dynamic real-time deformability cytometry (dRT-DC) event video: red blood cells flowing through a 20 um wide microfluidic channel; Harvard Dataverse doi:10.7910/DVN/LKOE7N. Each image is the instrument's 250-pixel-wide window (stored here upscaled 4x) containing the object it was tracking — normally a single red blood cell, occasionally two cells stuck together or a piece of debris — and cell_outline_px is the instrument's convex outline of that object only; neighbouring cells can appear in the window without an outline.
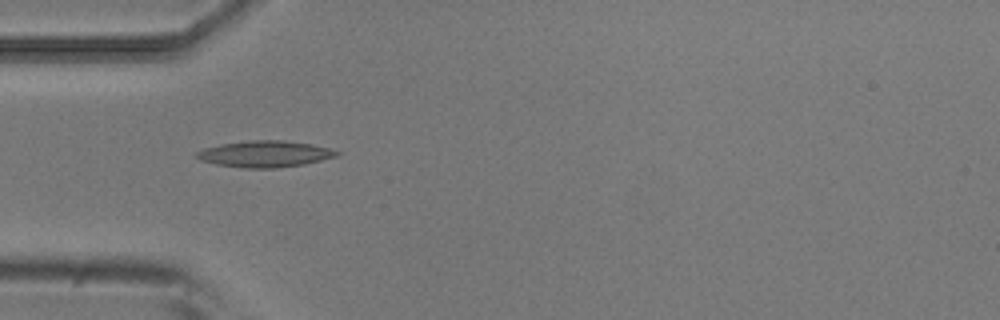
{"species": "common noctule bat (a hibernating species)", "species_latin": "Nyctalus noctula", "temperature_condition": "room temperature", "stored_images_in_passage": 8, "camera_frame_rate_fps": 3000, "um_per_image_px": 0.085, "animal": {"sex": "male", "body_mass_g": 20.5, "forearm_length_mm": 52.5}, "frame": {"image": 1, "passage_image": 4, "time_ms": 1.0, "image_size_px": [1000, 320], "cell_outline_px": [[340, 156], [304, 164], [276, 168], [244, 168], [216, 164], [200, 160], [196, 156], [196, 152], [204, 148], [220, 144], [252, 140], [284, 140], [312, 144], [332, 148], [340, 152]], "centroid_in_image_um": [22.57, 13.08], "position_along_channel_um": 62.4, "area_um2": 21.68}}
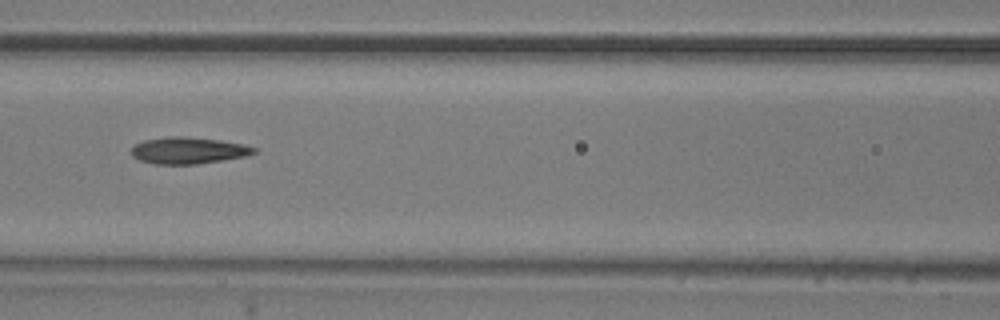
{"frame": {"image": 2, "passage_image": 6, "time_ms": 1.667, "image_size_px": [1000, 320], "cell_outline_px": [[256, 152], [244, 156], [196, 164], [156, 164], [140, 160], [132, 156], [132, 148], [136, 144], [144, 140], [168, 136], [184, 136], [220, 140], [244, 144], [256, 148]], "centroid_in_image_um": [15.99, 12.78], "position_along_channel_um": 150.6, "area_um2": 18.84}}
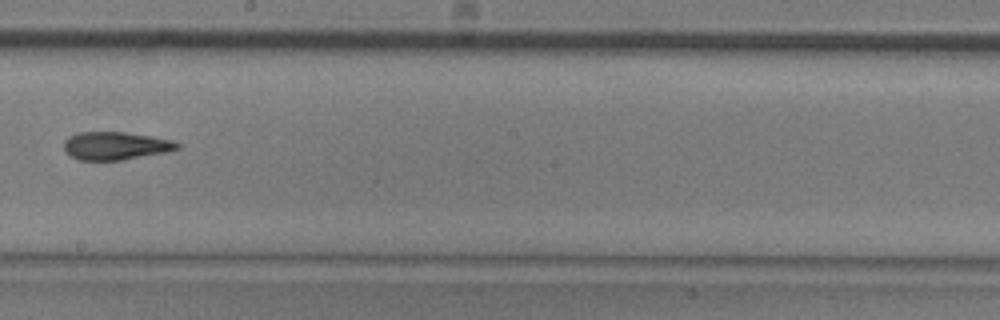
{"frame": {"image": 3, "passage_image": 8, "time_ms": 2.333, "image_size_px": [1000, 320], "cell_outline_px": [[180, 148], [164, 152], [120, 160], [76, 160], [68, 156], [64, 152], [64, 140], [68, 136], [76, 132], [124, 132], [152, 136], [172, 140], [180, 144]], "centroid_in_image_um": [9.74, 12.39], "position_along_channel_um": 238.5, "area_um2": 18.61}}